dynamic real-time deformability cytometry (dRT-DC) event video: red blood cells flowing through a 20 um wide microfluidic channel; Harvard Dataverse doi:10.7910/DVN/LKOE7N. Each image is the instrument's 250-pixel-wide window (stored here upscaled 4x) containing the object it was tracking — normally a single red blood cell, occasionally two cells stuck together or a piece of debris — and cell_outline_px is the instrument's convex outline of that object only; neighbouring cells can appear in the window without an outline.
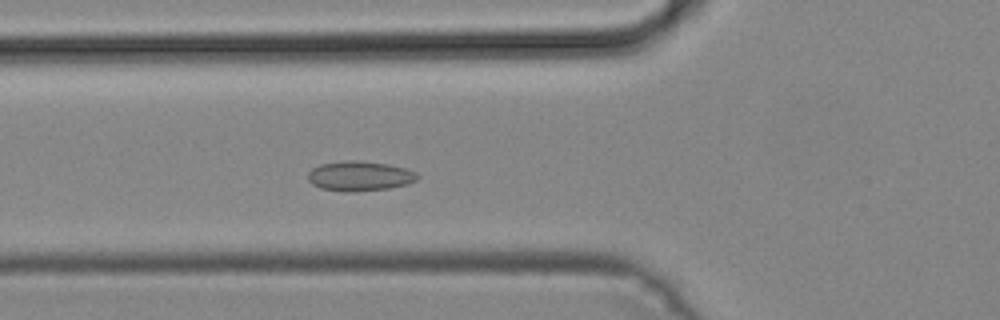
{"species": "common noctule bat (a hibernating species)", "species_latin": "Nyctalus noctula", "temperature_condition": "cold", "stored_images_in_passage": 40, "camera_frame_rate_fps": 3000, "um_per_image_px": 0.085, "animal": {"sex": "male", "body_mass_g": 19.2, "forearm_length_mm": 51.8}, "frame": {"image": 1, "passage_image": 8, "time_ms": 2.333, "image_size_px": [1000, 320], "cell_outline_px": [[420, 176], [416, 180], [408, 184], [388, 188], [352, 192], [344, 192], [320, 188], [312, 184], [308, 180], [308, 172], [312, 168], [320, 164], [348, 160], [356, 160], [388, 164], [404, 168], [416, 172]], "centroid_in_image_um": [30.56, 14.96], "position_along_channel_um": 95.2, "area_um2": 19.07}}
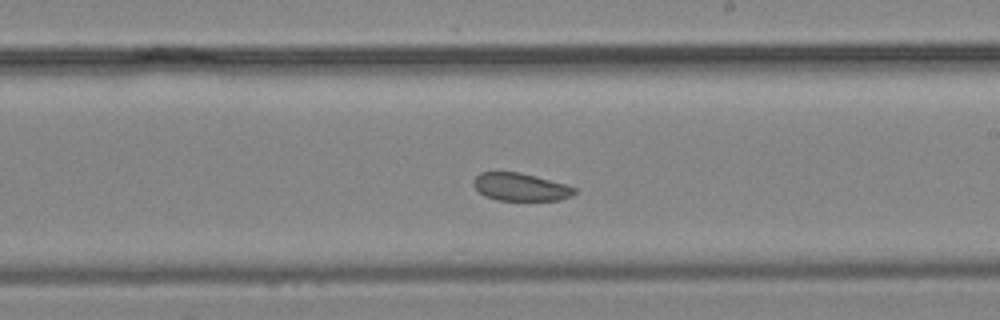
{"frame": {"image": 2, "passage_image": 19, "time_ms": 6.0, "image_size_px": [1000, 320], "cell_outline_px": [[576, 192], [572, 196], [560, 200], [496, 200], [484, 196], [472, 184], [472, 180], [480, 172], [520, 172], [564, 184], [576, 188]], "centroid_in_image_um": [44.22, 15.9], "position_along_channel_um": 244.8, "area_um2": 16.3}}
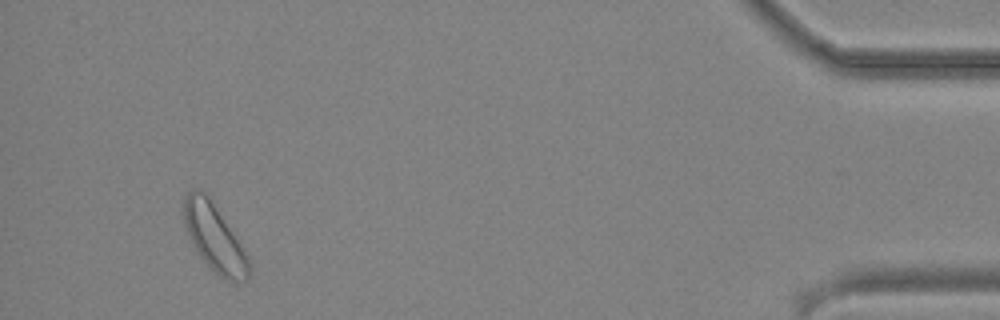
{"frame": {"image": 3, "passage_image": 37, "time_ms": 12.0, "image_size_px": [1000, 320], "cell_outline_px": [[252, 272], [248, 280], [224, 280], [200, 256], [192, 244], [184, 224], [180, 212], [184, 196], [192, 188], [200, 188], [212, 196], [248, 256]], "centroid_in_image_um": [18.2, 20.09], "position_along_channel_um": 417.0, "area_um2": 26.36}}